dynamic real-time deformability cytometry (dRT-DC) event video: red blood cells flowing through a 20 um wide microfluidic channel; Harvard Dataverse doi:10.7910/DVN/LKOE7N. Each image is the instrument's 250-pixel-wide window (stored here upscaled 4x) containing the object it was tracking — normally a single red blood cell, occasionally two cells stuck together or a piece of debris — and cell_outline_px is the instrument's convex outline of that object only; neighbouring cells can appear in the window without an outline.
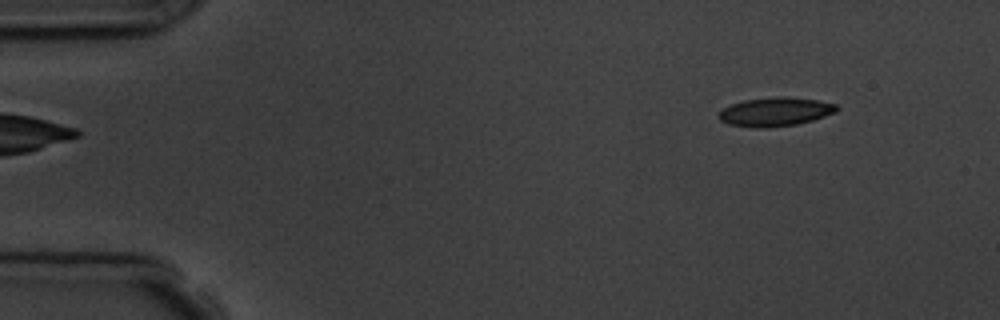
{"species": "common noctule bat (a hibernating species)", "species_latin": "Nyctalus noctula", "temperature_condition": "room temperature", "stored_images_in_passage": 6, "segment_of_instrument_passage": [2, 2], "camera_frame_rate_fps": 3000, "um_per_image_px": 0.085, "animal": {"sex": "male", "body_mass_g": 19.5, "forearm_length_mm": 54.6}, "frame": {"image": 1, "passage_image": 6, "time_ms": 5.667, "image_size_px": [1000, 320], "cell_outline_px": [[840, 108], [836, 112], [812, 120], [796, 124], [764, 128], [756, 128], [728, 124], [720, 120], [720, 108], [744, 100], [776, 96], [784, 96], [816, 100], [836, 104]], "centroid_in_image_um": [65.89, 9.49], "position_along_channel_um": 19.1, "area_um2": 19.77}}